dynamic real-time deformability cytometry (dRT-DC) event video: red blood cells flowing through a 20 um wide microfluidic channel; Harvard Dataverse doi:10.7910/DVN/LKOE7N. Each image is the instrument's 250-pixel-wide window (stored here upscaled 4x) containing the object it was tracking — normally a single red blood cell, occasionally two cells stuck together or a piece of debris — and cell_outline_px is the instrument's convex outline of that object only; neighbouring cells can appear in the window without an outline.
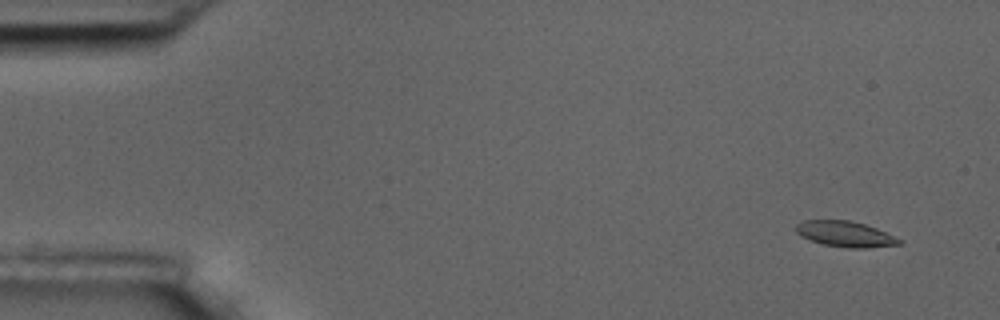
{"species": "common noctule bat (a hibernating species)", "species_latin": "Nyctalus noctula", "temperature_condition": "room temperature", "stored_images_in_passage": 56, "camera_frame_rate_fps": 3000, "um_per_image_px": 0.085, "animal": {"sex": "male", "body_mass_g": 17.5, "forearm_length_mm": 52.3}, "frame": {"image": 1, "passage_image": 4, "time_ms": 1.0, "image_size_px": [1000, 320], "cell_outline_px": [[904, 240], [900, 244], [868, 248], [848, 248], [824, 244], [800, 236], [796, 232], [796, 224], [804, 220], [848, 220], [864, 224], [876, 228]], "centroid_in_image_um": [71.86, 19.89], "position_along_channel_um": 13.1, "area_um2": 15.37}}
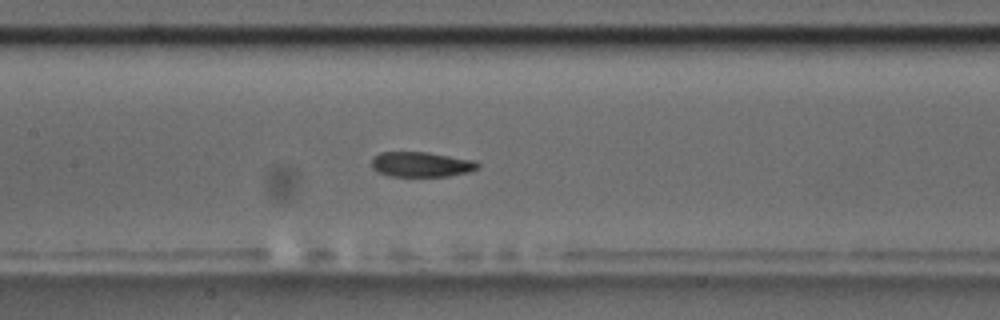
{"frame": {"image": 2, "passage_image": 27, "time_ms": 8.667, "image_size_px": [1000, 320], "cell_outline_px": [[480, 168], [468, 172], [448, 176], [388, 176], [376, 172], [372, 168], [372, 160], [380, 152], [428, 152], [476, 160], [480, 164]], "centroid_in_image_um": [35.84, 13.97], "position_along_channel_um": 171.6, "area_um2": 15.66}}
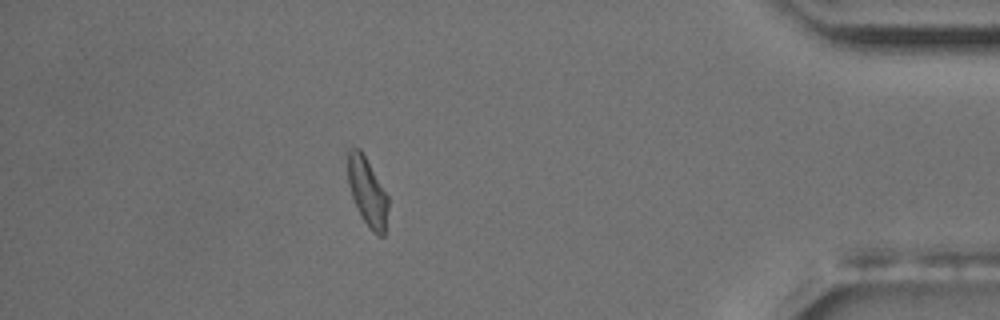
{"frame": {"image": 3, "passage_image": 50, "time_ms": 16.333, "image_size_px": [1000, 320], "cell_outline_px": [[388, 208], [384, 236], [376, 236], [372, 232], [364, 220], [352, 196], [348, 184], [348, 148], [360, 148], [388, 196]], "centroid_in_image_um": [31.23, 16.31], "position_along_channel_um": 404.0, "area_um2": 15.78}, "authors_computed_cell_mechanics": {"area_um2": 16.1262, "velocity_mm_per_s": 3.616, "shape_relaxation_time_tau1_ms": 8.9045, "shape_relaxation_time_tau2_ms": 2.7836, "deformation_change_tau1": 0.1765, "deformation_change_tau2": 0.081}}